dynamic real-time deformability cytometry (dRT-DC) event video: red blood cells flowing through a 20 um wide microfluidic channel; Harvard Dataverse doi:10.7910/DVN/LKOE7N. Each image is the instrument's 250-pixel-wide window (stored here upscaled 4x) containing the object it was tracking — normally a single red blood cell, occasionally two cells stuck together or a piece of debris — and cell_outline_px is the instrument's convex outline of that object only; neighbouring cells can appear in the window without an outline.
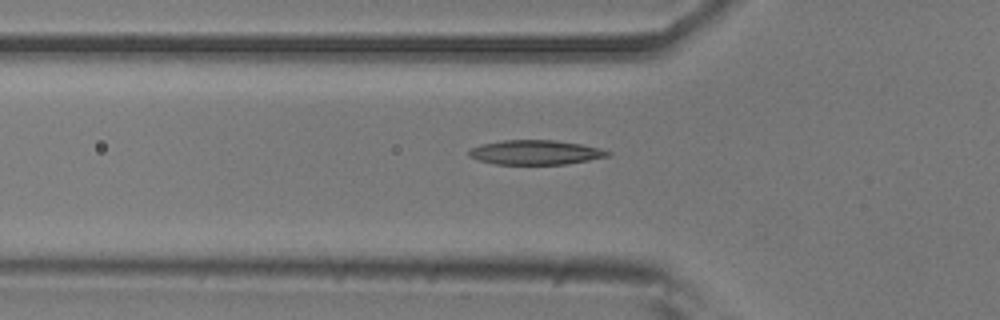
{"species": "common noctule bat (a hibernating species)", "species_latin": "Nyctalus noctula", "temperature_condition": "room temperature", "stored_images_in_passage": 52, "camera_frame_rate_fps": 3000, "um_per_image_px": 0.085, "animal": {"sex": "male", "body_mass_g": 20.5, "forearm_length_mm": 52.5}, "frame": {"image": 1, "passage_image": 17, "time_ms": 5.333, "image_size_px": [1000, 320], "cell_outline_px": [[612, 152], [608, 156], [568, 164], [496, 164], [480, 160], [468, 156], [468, 152], [472, 148], [480, 144], [504, 140], [556, 140], [580, 144]], "centroid_in_image_um": [45.49, 12.95], "position_along_channel_um": 80.3, "area_um2": 19.59}}
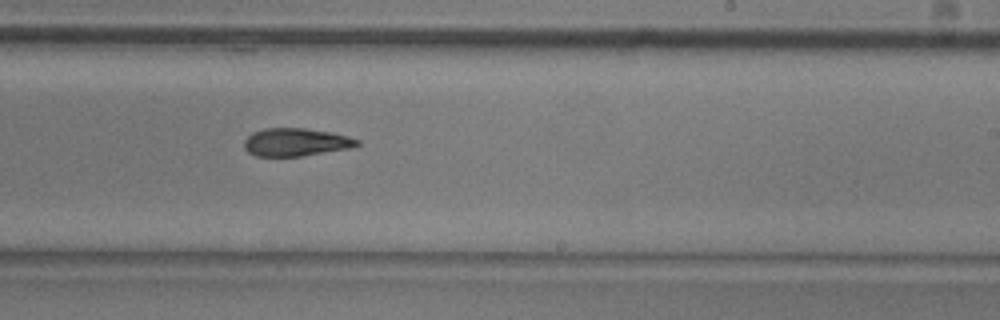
{"frame": {"image": 2, "passage_image": 31, "time_ms": 10.0, "image_size_px": [1000, 320], "cell_outline_px": [[360, 144], [348, 148], [300, 156], [256, 156], [248, 152], [244, 148], [244, 140], [252, 132], [264, 128], [304, 128], [332, 132], [348, 136], [360, 140]], "centroid_in_image_um": [25.12, 12.07], "position_along_channel_um": 263.9, "area_um2": 18.32}}
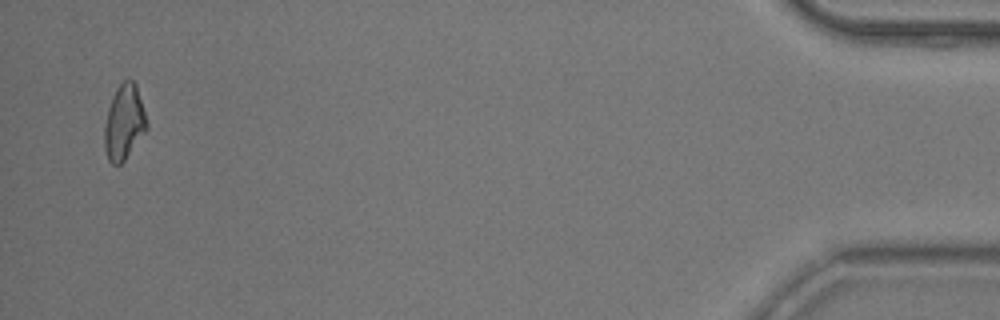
{"frame": {"image": 3, "passage_image": 50, "time_ms": 16.333, "image_size_px": [1000, 320], "cell_outline_px": [[148, 128], [124, 160], [120, 164], [112, 164], [108, 160], [104, 148], [104, 128], [108, 108], [112, 96], [116, 88], [128, 76], [136, 84], [148, 124]], "centroid_in_image_um": [10.54, 10.37], "position_along_channel_um": 424.7, "area_um2": 18.5}, "authors_computed_cell_mechanics": {"area_um2": 19.1896, "velocity_mm_per_s": 3.9168, "shape_relaxation_time_tau1_ms": 6.4367, "shape_relaxation_time_tau2_ms": 9.0457, "deformation_change_tau1": 0.1675, "deformation_change_tau2": 0.2014}}